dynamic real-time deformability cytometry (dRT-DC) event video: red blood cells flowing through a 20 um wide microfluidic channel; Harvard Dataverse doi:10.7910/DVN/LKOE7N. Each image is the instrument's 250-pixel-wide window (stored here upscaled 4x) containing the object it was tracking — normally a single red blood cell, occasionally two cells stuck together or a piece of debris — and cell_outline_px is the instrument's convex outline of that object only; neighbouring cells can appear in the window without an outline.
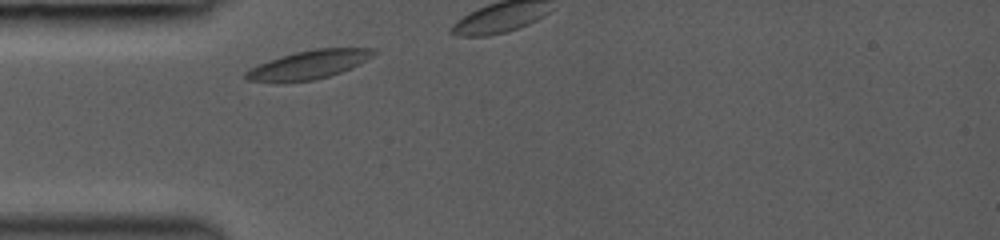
{"species": "common noctule bat (a hibernating species)", "species_latin": "Nyctalus noctula", "temperature_condition": "room temperature", "stored_images_in_passage": 2, "segment_of_instrument_passage": [1, 2], "camera_frame_rate_fps": 3000, "um_per_image_px": 0.085, "animal": {"sex": "female", "body_mass_g": 19.0, "forearm_length_mm": 53.3}, "frame": {"image": 1, "passage_image": 1, "time_ms": 0.0, "image_size_px": [1000, 240], "cell_outline_px": [[376, 52], [372, 56], [360, 64], [352, 68], [328, 76], [312, 80], [276, 84], [244, 80], [244, 72], [268, 60], [280, 56], [296, 52], [316, 48], [372, 48]], "centroid_in_image_um": [26.18, 5.53], "position_along_channel_um": 58.8, "area_um2": 21.56}}